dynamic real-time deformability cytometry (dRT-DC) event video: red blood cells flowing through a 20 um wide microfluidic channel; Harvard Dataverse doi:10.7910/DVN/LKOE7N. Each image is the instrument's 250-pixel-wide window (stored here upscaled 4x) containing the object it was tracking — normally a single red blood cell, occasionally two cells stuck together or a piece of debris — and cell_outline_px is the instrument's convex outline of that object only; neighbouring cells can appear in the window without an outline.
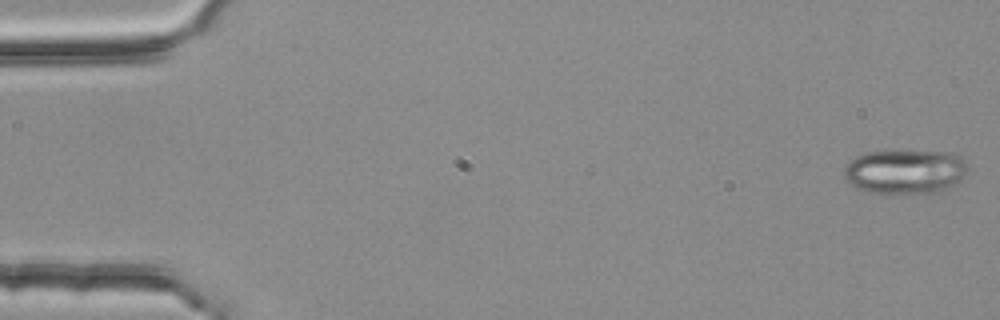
{"species": "common noctule bat (a hibernating species)", "species_latin": "Nyctalus noctula", "temperature_condition": "room temperature", "stored_images_in_passage": 54, "segment_of_instrument_passage": [1, 2], "camera_frame_rate_fps": 3000, "um_per_image_px": 0.085, "animal": {"sex": "female", "body_mass_g": 25.1}, "frame": {"image": 1, "passage_image": 1, "time_ms": 0.0, "image_size_px": [1000, 320], "cell_outline_px": [[968, 168], [960, 180], [956, 184], [948, 188], [936, 192], [884, 196], [868, 192], [856, 188], [844, 176], [844, 164], [848, 160], [864, 152], [952, 152], [960, 156], [964, 160]], "centroid_in_image_um": [76.89, 14.63], "position_along_channel_um": 8.1, "area_um2": 32.54}}